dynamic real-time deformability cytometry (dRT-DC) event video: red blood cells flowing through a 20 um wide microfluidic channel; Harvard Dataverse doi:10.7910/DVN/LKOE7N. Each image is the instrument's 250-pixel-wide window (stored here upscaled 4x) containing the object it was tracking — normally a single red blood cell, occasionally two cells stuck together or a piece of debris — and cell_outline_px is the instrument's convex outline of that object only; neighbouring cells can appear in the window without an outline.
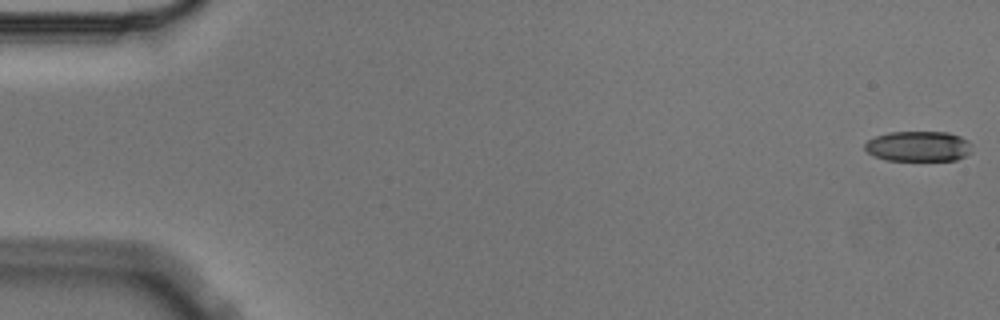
{"species": "Egyptian fruit bat (a non-hibernating species)", "species_latin": "Rousettus aegyptiacus", "temperature_condition": "cold", "stored_images_in_passage": 11, "camera_frame_rate_fps": 3000, "um_per_image_px": 0.085, "animal": {"sex": "male"}, "frame": {"image": 1, "passage_image": 1, "time_ms": 0.0, "image_size_px": [1000, 320], "cell_outline_px": [[972, 152], [956, 160], [888, 160], [876, 156], [868, 152], [864, 148], [864, 144], [868, 140], [876, 136], [888, 132], [948, 132], [960, 136], [968, 140], [972, 144]], "centroid_in_image_um": [78.1, 12.42], "position_along_channel_um": 6.9, "area_um2": 18.96}}
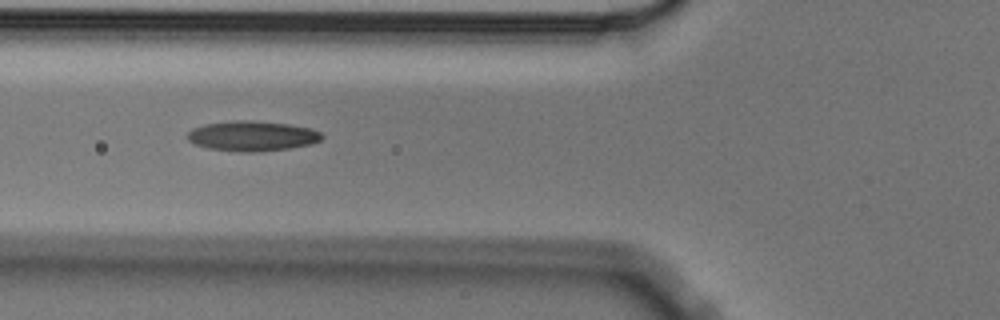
{"frame": {"image": 2, "passage_image": 6, "time_ms": 1.667, "image_size_px": [1000, 320], "cell_outline_px": [[324, 136], [320, 140], [312, 144], [288, 148], [252, 152], [244, 152], [208, 148], [196, 144], [188, 140], [188, 132], [192, 128], [204, 124], [232, 120], [252, 120], [288, 124], [308, 128], [320, 132]], "centroid_in_image_um": [21.42, 11.55], "position_along_channel_um": 104.4, "area_um2": 23.41}}
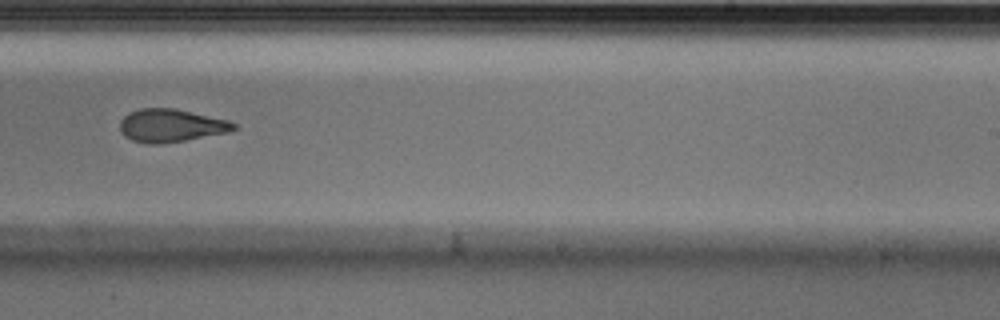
{"frame": {"image": 3, "passage_image": 10, "time_ms": 3.0, "image_size_px": [1000, 320], "cell_outline_px": [[236, 128], [228, 132], [184, 140], [160, 144], [148, 144], [132, 140], [124, 136], [120, 132], [120, 120], [128, 112], [140, 108], [176, 108], [228, 120], [236, 124]], "centroid_in_image_um": [14.49, 10.66], "position_along_channel_um": 274.5, "area_um2": 21.91}}